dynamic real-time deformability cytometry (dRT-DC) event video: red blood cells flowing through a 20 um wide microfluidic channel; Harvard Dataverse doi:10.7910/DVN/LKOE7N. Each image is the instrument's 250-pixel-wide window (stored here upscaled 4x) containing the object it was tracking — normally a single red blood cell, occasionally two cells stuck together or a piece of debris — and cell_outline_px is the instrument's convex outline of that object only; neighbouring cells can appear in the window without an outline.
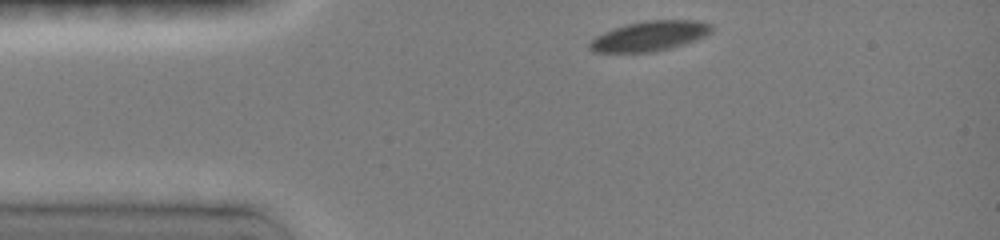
{"species": "common noctule bat (a hibernating species)", "species_latin": "Nyctalus noctula", "temperature_condition": "room temperature", "stored_images_in_passage": 35, "camera_frame_rate_fps": 3000, "um_per_image_px": 0.085, "animal": {"sex": "female", "body_mass_g": 19.0, "forearm_length_mm": 51.5}, "frame": {"image": 1, "passage_image": 1, "time_ms": 0.0, "image_size_px": [1000, 240], "cell_outline_px": [[712, 32], [704, 36], [668, 48], [648, 52], [596, 52], [588, 48], [588, 44], [596, 36], [604, 32], [628, 24], [644, 20], [696, 20], [712, 24]], "centroid_in_image_um": [55.2, 3.05], "position_along_channel_um": 29.8, "area_um2": 20.81}}
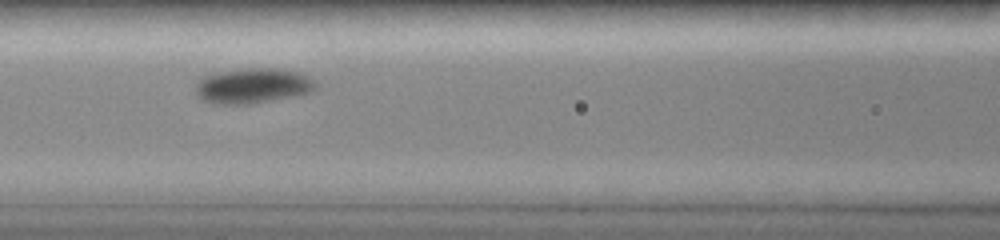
{"frame": {"image": 2, "passage_image": 13, "time_ms": 4.0, "image_size_px": [1000, 240], "cell_outline_px": [[312, 88], [308, 92], [248, 104], [216, 104], [204, 100], [196, 92], [196, 84], [204, 76], [220, 72], [248, 68], [284, 68], [300, 72], [312, 80]], "centroid_in_image_um": [21.42, 7.27], "position_along_channel_um": 145.2, "area_um2": 23.81}}
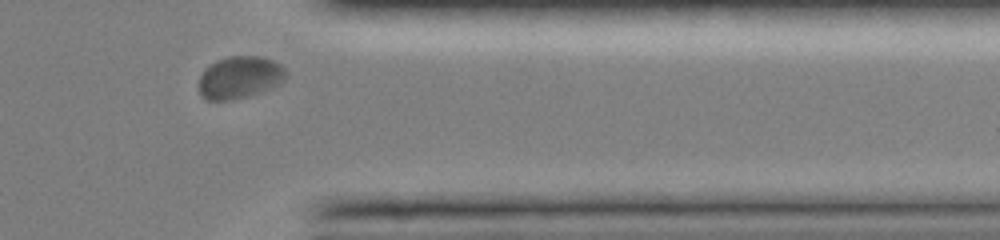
{"frame": {"image": 3, "passage_image": 32, "time_ms": 10.333, "image_size_px": [1000, 240], "cell_outline_px": [[288, 76], [280, 84], [272, 88], [248, 96], [228, 100], [208, 100], [200, 92], [200, 76], [204, 68], [216, 60], [228, 56], [260, 56], [272, 60], [280, 64], [288, 72]], "centroid_in_image_um": [20.41, 6.56], "position_along_channel_um": 391.0, "area_um2": 21.56}, "authors_computed_cell_mechanics": {"area_um2": 21.6172, "velocity_mm_per_s": 3.8886, "shape_relaxation_time_tau1_ms": 2.475, "shape_relaxation_time_tau2_ms": null, "deformation_change_tau1": 0.0899, "deformation_change_tau2": null}}